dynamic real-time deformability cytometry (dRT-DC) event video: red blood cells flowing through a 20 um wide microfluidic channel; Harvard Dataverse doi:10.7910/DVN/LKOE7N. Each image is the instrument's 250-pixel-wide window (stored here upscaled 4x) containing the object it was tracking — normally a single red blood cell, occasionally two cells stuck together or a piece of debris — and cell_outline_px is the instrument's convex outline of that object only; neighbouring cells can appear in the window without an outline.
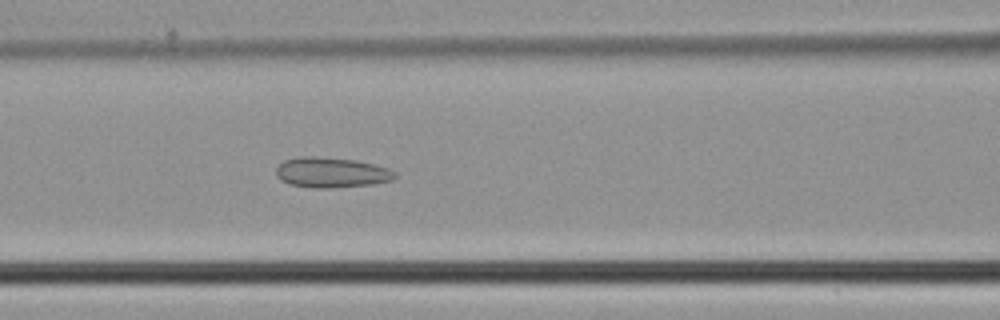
{"species": "common noctule bat (a hibernating species)", "species_latin": "Nyctalus noctula", "temperature_condition": "cold", "stored_images_in_passage": 48, "camera_frame_rate_fps": 3000, "um_per_image_px": 0.085, "animal": {"sex": "male", "body_mass_g": 21.5, "forearm_length_mm": 52.0}, "frame": {"image": 1, "passage_image": 21, "time_ms": 6.667, "image_size_px": [1000, 320], "cell_outline_px": [[396, 176], [392, 180], [372, 184], [328, 188], [312, 188], [288, 184], [280, 180], [276, 176], [276, 168], [284, 160], [300, 156], [312, 156], [356, 160], [388, 168], [396, 172]], "centroid_in_image_um": [28.13, 14.66], "position_along_channel_um": 138.5, "area_um2": 20.98}}
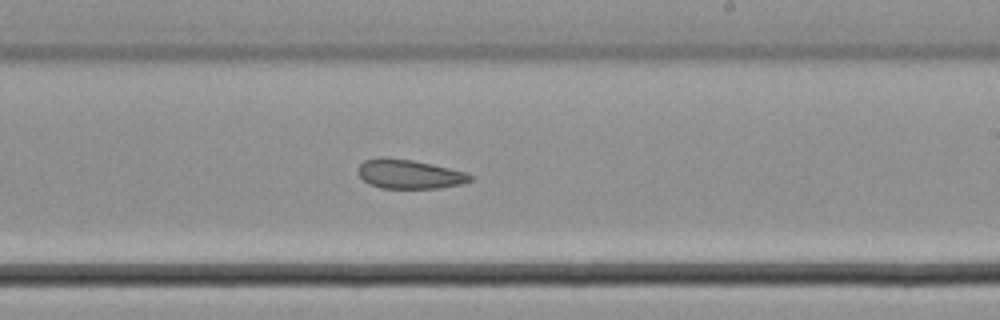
{"frame": {"image": 2, "passage_image": 29, "time_ms": 9.333, "image_size_px": [1000, 320], "cell_outline_px": [[472, 180], [464, 184], [440, 188], [380, 188], [368, 184], [356, 172], [360, 164], [364, 160], [380, 156], [412, 160], [432, 164], [464, 172], [472, 176]], "centroid_in_image_um": [34.75, 14.8], "position_along_channel_um": 254.2, "area_um2": 19.19}}
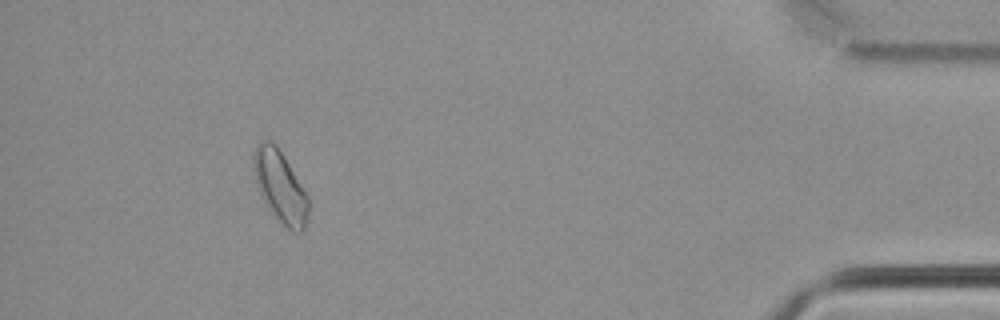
{"frame": {"image": 3, "passage_image": 44, "time_ms": 14.333, "image_size_px": [1000, 320], "cell_outline_px": [[308, 220], [304, 228], [300, 232], [292, 232], [276, 216], [264, 200], [260, 192], [256, 180], [252, 160], [252, 156], [256, 144], [260, 140], [268, 140], [276, 144], [308, 196]], "centroid_in_image_um": [23.81, 15.82], "position_along_channel_um": 411.4, "area_um2": 22.37}}